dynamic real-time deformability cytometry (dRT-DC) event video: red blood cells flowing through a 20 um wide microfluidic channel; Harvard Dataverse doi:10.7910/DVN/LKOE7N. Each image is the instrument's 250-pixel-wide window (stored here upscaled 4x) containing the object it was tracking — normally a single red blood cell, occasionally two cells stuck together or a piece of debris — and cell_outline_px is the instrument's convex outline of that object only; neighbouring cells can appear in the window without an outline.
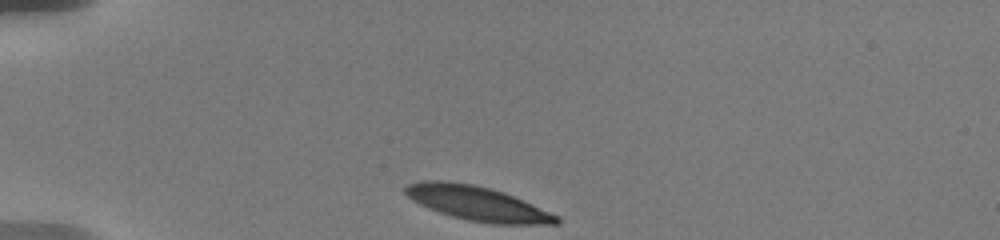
{"species": "human", "species_latin": "Homo sapiens", "temperature_condition": "warm", "stored_images_in_passage": 54, "camera_frame_rate_fps": 3000, "um_per_image_px": 0.085, "donor": {"sex": "male"}, "frame": {"image": 1, "passage_image": 1, "time_ms": 0.0, "image_size_px": [1000, 240], "cell_outline_px": [[560, 224], [492, 224], [468, 220], [452, 216], [428, 208], [412, 200], [404, 192], [404, 188], [408, 184], [416, 180], [448, 180], [472, 184], [492, 188], [504, 192], [560, 216]], "centroid_in_image_um": [40.56, 17.28], "position_along_channel_um": 44.4, "area_um2": 30.46}}
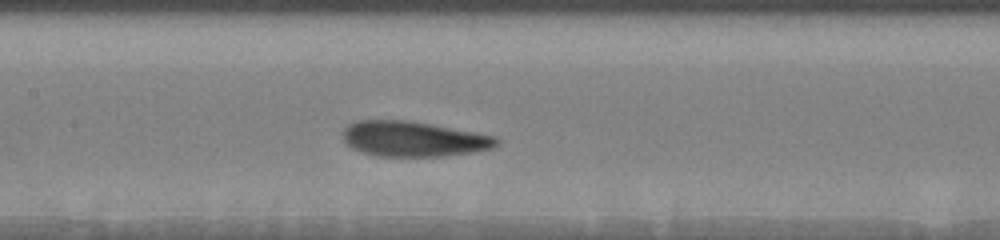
{"frame": {"image": 2, "passage_image": 20, "time_ms": 4.667, "image_size_px": [1000, 240], "cell_outline_px": [[500, 144], [492, 148], [472, 152], [444, 156], [380, 156], [364, 152], [352, 148], [344, 140], [340, 132], [348, 124], [356, 120], [412, 120], [496, 136], [500, 140]], "centroid_in_image_um": [35.15, 11.79], "position_along_channel_um": 172.3, "area_um2": 31.79}}
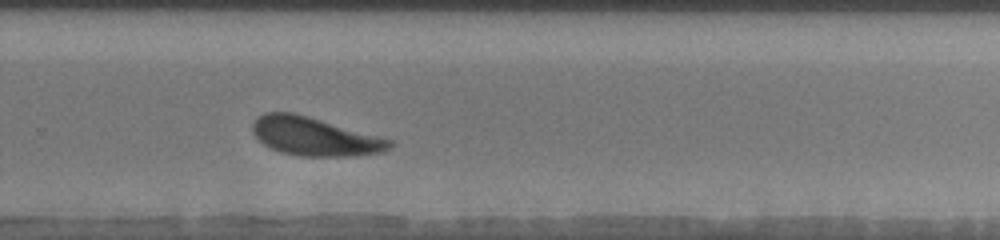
{"frame": {"image": 3, "passage_image": 35, "time_ms": 8.333, "image_size_px": [1000, 240], "cell_outline_px": [[396, 144], [392, 148], [384, 152], [356, 156], [300, 156], [280, 152], [264, 144], [252, 132], [252, 124], [264, 112], [292, 112], [308, 116], [384, 136], [392, 140]], "centroid_in_image_um": [26.85, 11.6], "position_along_channel_um": 303.0, "area_um2": 31.15}, "authors_computed_cell_mechanics": {"area_um2": 31.0386, "velocity_mm_per_s": 3.5791, "shape_relaxation_time_tau1_ms": 3.6476, "shape_relaxation_time_tau2_ms": 7.2419, "deformation_change_tau1": 0.1526, "deformation_change_tau2": 0.1546}}